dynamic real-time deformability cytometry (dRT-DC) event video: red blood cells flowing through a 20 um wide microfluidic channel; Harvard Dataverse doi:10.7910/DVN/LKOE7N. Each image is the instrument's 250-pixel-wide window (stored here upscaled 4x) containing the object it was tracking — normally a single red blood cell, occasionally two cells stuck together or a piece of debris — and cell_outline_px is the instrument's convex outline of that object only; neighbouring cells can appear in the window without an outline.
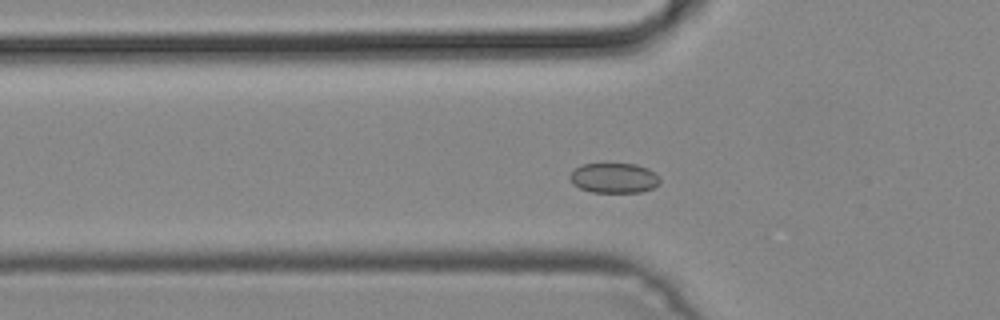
{"species": "common noctule bat (a hibernating species)", "species_latin": "Nyctalus noctula", "temperature_condition": "cold", "stored_images_in_passage": 43, "camera_frame_rate_fps": 3000, "um_per_image_px": 0.085, "animal": {"sex": "male", "body_mass_g": 19.2, "forearm_length_mm": 51.8}, "frame": {"image": 1, "passage_image": 10, "time_ms": 3.0, "image_size_px": [1000, 320], "cell_outline_px": [[660, 184], [652, 188], [640, 192], [592, 192], [580, 188], [572, 184], [568, 176], [580, 164], [636, 164], [648, 168], [660, 180]], "centroid_in_image_um": [52.16, 15.13], "position_along_channel_um": 73.6, "area_um2": 15.66}}
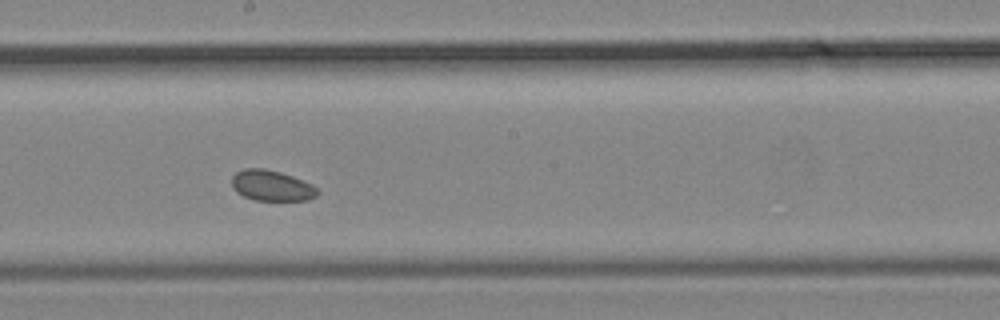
{"frame": {"image": 2, "passage_image": 21, "time_ms": 6.667, "image_size_px": [1000, 320], "cell_outline_px": [[320, 192], [316, 196], [308, 200], [256, 200], [244, 196], [236, 192], [232, 188], [232, 176], [236, 172], [244, 168], [264, 168], [280, 172], [292, 176], [312, 184]], "centroid_in_image_um": [23.08, 15.77], "position_along_channel_um": 225.1, "area_um2": 15.32}}
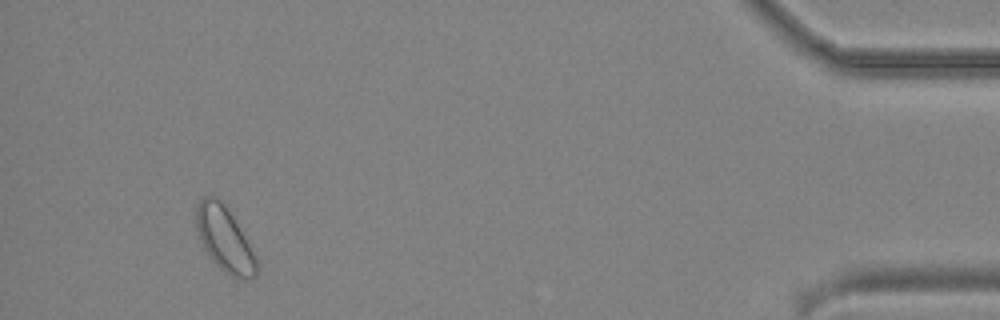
{"frame": {"image": 3, "passage_image": 40, "time_ms": 13.0, "image_size_px": [1000, 320], "cell_outline_px": [[256, 276], [248, 280], [244, 280], [228, 276], [212, 260], [204, 248], [200, 240], [196, 228], [196, 208], [200, 200], [204, 196], [216, 196], [224, 204], [232, 216], [256, 256]], "centroid_in_image_um": [19.07, 20.35], "position_along_channel_um": 416.1, "area_um2": 22.54}}